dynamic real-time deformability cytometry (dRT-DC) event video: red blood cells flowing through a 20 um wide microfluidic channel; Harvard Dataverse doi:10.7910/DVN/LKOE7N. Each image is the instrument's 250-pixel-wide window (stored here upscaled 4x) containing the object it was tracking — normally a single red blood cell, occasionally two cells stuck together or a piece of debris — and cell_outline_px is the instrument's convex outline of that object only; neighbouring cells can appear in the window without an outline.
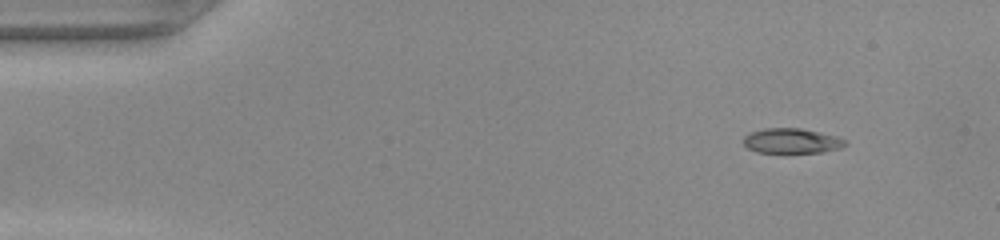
{"species": "common noctule bat (a hibernating species)", "species_latin": "Nyctalus noctula", "temperature_condition": "warm", "stored_images_in_passage": 45, "camera_frame_rate_fps": 3000, "um_per_image_px": 0.085, "animal": {"sex": "female", "body_mass_g": 22.0, "forearm_length_mm": 56.7}, "frame": {"image": 1, "passage_image": 1, "time_ms": 0.0, "image_size_px": [1000, 240], "cell_outline_px": [[848, 144], [840, 148], [820, 152], [756, 152], [748, 148], [744, 144], [744, 136], [752, 132], [764, 128], [800, 128], [820, 132], [836, 136], [848, 140]], "centroid_in_image_um": [67.33, 11.96], "position_along_channel_um": 17.7, "area_um2": 14.74}}
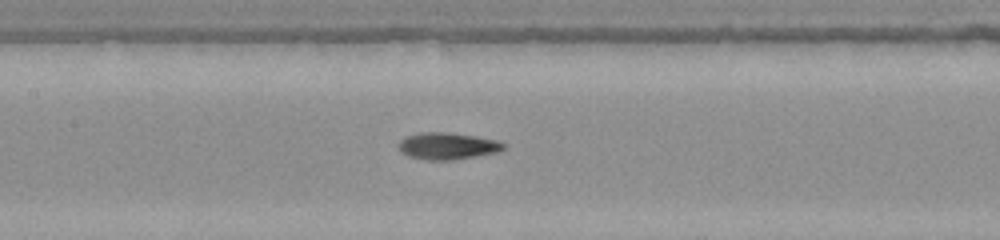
{"frame": {"image": 2, "passage_image": 19, "time_ms": 6.0, "image_size_px": [1000, 240], "cell_outline_px": [[504, 148], [496, 152], [448, 160], [424, 160], [408, 156], [396, 144], [400, 140], [408, 136], [420, 132], [448, 132], [496, 140], [504, 144]], "centroid_in_image_um": [37.97, 12.4], "position_along_channel_um": 169.4, "area_um2": 16.01}}
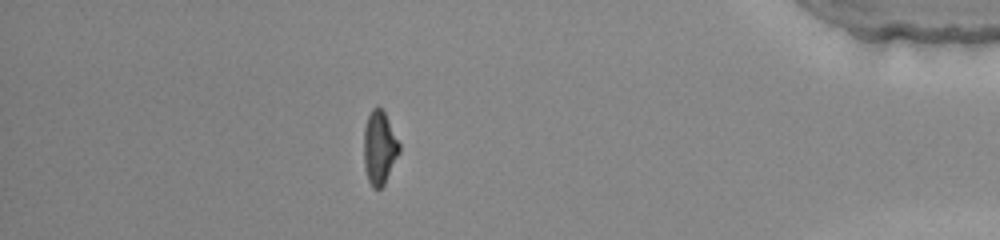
{"frame": {"image": 3, "passage_image": 39, "time_ms": 12.667, "image_size_px": [1000, 240], "cell_outline_px": [[400, 152], [384, 184], [380, 188], [372, 188], [368, 180], [364, 168], [364, 128], [368, 116], [372, 108], [380, 108], [384, 112], [400, 144]], "centroid_in_image_um": [32.24, 12.58], "position_along_channel_um": 403.0, "area_um2": 15.03}}